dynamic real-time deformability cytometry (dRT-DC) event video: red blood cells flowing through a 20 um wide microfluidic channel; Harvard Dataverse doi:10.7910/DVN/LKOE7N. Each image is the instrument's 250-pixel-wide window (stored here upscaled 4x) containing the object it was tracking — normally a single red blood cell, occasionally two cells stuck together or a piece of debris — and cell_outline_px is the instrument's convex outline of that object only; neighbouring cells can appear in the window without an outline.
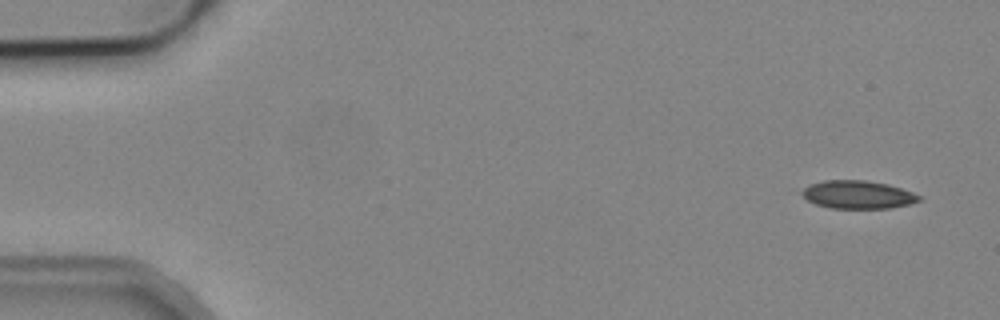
{"species": "common noctule bat (a hibernating species)", "species_latin": "Nyctalus noctula", "temperature_condition": "cold", "stored_images_in_passage": 4, "camera_frame_rate_fps": 3000, "um_per_image_px": 0.085, "animal": {"sex": "male", "body_mass_g": 19.2, "forearm_length_mm": 51.8}, "frame": {"image": 1, "passage_image": 1, "time_ms": 0.0, "image_size_px": [1000, 320], "cell_outline_px": [[920, 200], [908, 204], [892, 208], [832, 208], [816, 204], [808, 200], [800, 192], [808, 184], [824, 180], [868, 180], [888, 184], [912, 192], [920, 196]], "centroid_in_image_um": [72.89, 16.53], "position_along_channel_um": 12.1, "area_um2": 19.07}}
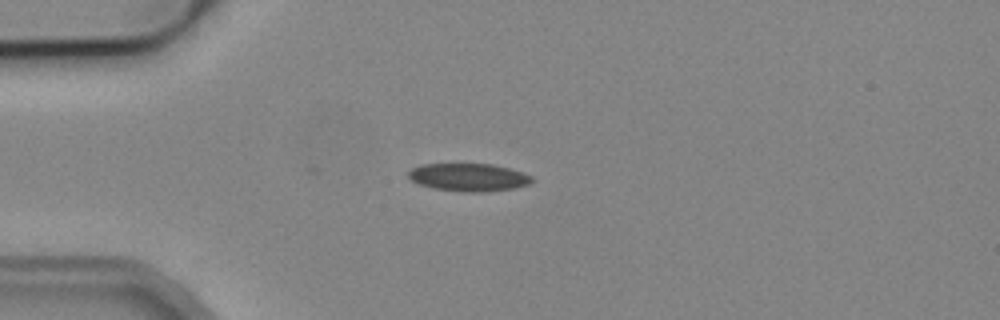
{"frame": {"image": 2, "passage_image": 4, "time_ms": 3.667, "image_size_px": [1000, 320], "cell_outline_px": [[536, 180], [532, 184], [516, 188], [484, 192], [464, 192], [432, 188], [420, 184], [412, 180], [408, 176], [408, 172], [412, 168], [420, 164], [492, 164], [524, 172], [532, 176]], "centroid_in_image_um": [39.9, 15.07], "position_along_channel_um": 45.1, "area_um2": 20.29}}